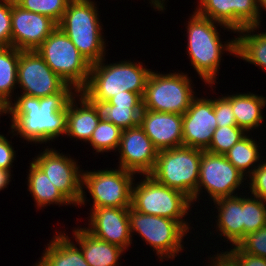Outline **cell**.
Instances as JSON below:
<instances>
[{
  "mask_svg": "<svg viewBox=\"0 0 266 266\" xmlns=\"http://www.w3.org/2000/svg\"><path fill=\"white\" fill-rule=\"evenodd\" d=\"M76 93L78 91L68 84L62 91L41 98L15 95L14 103L7 104L6 115L11 119L9 132L28 143L54 142L66 134L67 106Z\"/></svg>",
  "mask_w": 266,
  "mask_h": 266,
  "instance_id": "cell-1",
  "label": "cell"
},
{
  "mask_svg": "<svg viewBox=\"0 0 266 266\" xmlns=\"http://www.w3.org/2000/svg\"><path fill=\"white\" fill-rule=\"evenodd\" d=\"M187 31L186 53L191 65L202 79L205 85L213 87L220 71V64L223 53L227 52L236 57V37L221 41L220 28L236 33L232 29L214 22L213 20L199 15L196 11L190 14ZM224 43V44H223ZM218 74V75H217Z\"/></svg>",
  "mask_w": 266,
  "mask_h": 266,
  "instance_id": "cell-2",
  "label": "cell"
},
{
  "mask_svg": "<svg viewBox=\"0 0 266 266\" xmlns=\"http://www.w3.org/2000/svg\"><path fill=\"white\" fill-rule=\"evenodd\" d=\"M105 62L104 57L100 62L91 64L87 85L81 93L95 104L105 103L114 95L126 94V91L138 93L143 97L151 69L134 60L110 64Z\"/></svg>",
  "mask_w": 266,
  "mask_h": 266,
  "instance_id": "cell-3",
  "label": "cell"
},
{
  "mask_svg": "<svg viewBox=\"0 0 266 266\" xmlns=\"http://www.w3.org/2000/svg\"><path fill=\"white\" fill-rule=\"evenodd\" d=\"M96 3L93 0H71L57 24L91 64L106 57L108 46L102 35L103 25Z\"/></svg>",
  "mask_w": 266,
  "mask_h": 266,
  "instance_id": "cell-4",
  "label": "cell"
},
{
  "mask_svg": "<svg viewBox=\"0 0 266 266\" xmlns=\"http://www.w3.org/2000/svg\"><path fill=\"white\" fill-rule=\"evenodd\" d=\"M141 178L143 180L133 182L131 207L143 214L176 220L188 232L192 230L191 222L185 219L192 211L191 199L183 192L157 182L149 174Z\"/></svg>",
  "mask_w": 266,
  "mask_h": 266,
  "instance_id": "cell-5",
  "label": "cell"
},
{
  "mask_svg": "<svg viewBox=\"0 0 266 266\" xmlns=\"http://www.w3.org/2000/svg\"><path fill=\"white\" fill-rule=\"evenodd\" d=\"M202 152L186 146L159 150L155 167L149 175L157 182L183 192L194 206Z\"/></svg>",
  "mask_w": 266,
  "mask_h": 266,
  "instance_id": "cell-6",
  "label": "cell"
},
{
  "mask_svg": "<svg viewBox=\"0 0 266 266\" xmlns=\"http://www.w3.org/2000/svg\"><path fill=\"white\" fill-rule=\"evenodd\" d=\"M188 74L152 71L143 95V109L184 114L196 97L194 84Z\"/></svg>",
  "mask_w": 266,
  "mask_h": 266,
  "instance_id": "cell-7",
  "label": "cell"
},
{
  "mask_svg": "<svg viewBox=\"0 0 266 266\" xmlns=\"http://www.w3.org/2000/svg\"><path fill=\"white\" fill-rule=\"evenodd\" d=\"M36 50L52 71L78 92L87 85L91 63L58 26Z\"/></svg>",
  "mask_w": 266,
  "mask_h": 266,
  "instance_id": "cell-8",
  "label": "cell"
},
{
  "mask_svg": "<svg viewBox=\"0 0 266 266\" xmlns=\"http://www.w3.org/2000/svg\"><path fill=\"white\" fill-rule=\"evenodd\" d=\"M129 226L131 237L135 233L141 236L162 262L180 255L185 248L183 239L189 233L176 220L143 214L132 207L129 208Z\"/></svg>",
  "mask_w": 266,
  "mask_h": 266,
  "instance_id": "cell-9",
  "label": "cell"
},
{
  "mask_svg": "<svg viewBox=\"0 0 266 266\" xmlns=\"http://www.w3.org/2000/svg\"><path fill=\"white\" fill-rule=\"evenodd\" d=\"M109 169V170H108ZM136 174L118 167L117 169L83 170L82 171V198L78 205H86L89 199L85 190L92 198V208L131 207L132 186ZM135 178V179H134ZM86 188V189H85ZM87 199V200H86Z\"/></svg>",
  "mask_w": 266,
  "mask_h": 266,
  "instance_id": "cell-10",
  "label": "cell"
},
{
  "mask_svg": "<svg viewBox=\"0 0 266 266\" xmlns=\"http://www.w3.org/2000/svg\"><path fill=\"white\" fill-rule=\"evenodd\" d=\"M247 179L227 160L225 155L203 150L197 184V202L199 203L202 199L200 196L204 191L208 197L210 196L209 201L236 196L237 190L239 191Z\"/></svg>",
  "mask_w": 266,
  "mask_h": 266,
  "instance_id": "cell-11",
  "label": "cell"
},
{
  "mask_svg": "<svg viewBox=\"0 0 266 266\" xmlns=\"http://www.w3.org/2000/svg\"><path fill=\"white\" fill-rule=\"evenodd\" d=\"M43 149L32 158L33 162L45 172L55 187L73 204L79 205L82 198V171L78 160L63 154L55 148Z\"/></svg>",
  "mask_w": 266,
  "mask_h": 266,
  "instance_id": "cell-12",
  "label": "cell"
},
{
  "mask_svg": "<svg viewBox=\"0 0 266 266\" xmlns=\"http://www.w3.org/2000/svg\"><path fill=\"white\" fill-rule=\"evenodd\" d=\"M17 85L21 94L41 98L62 91L68 84L52 71L37 50H20Z\"/></svg>",
  "mask_w": 266,
  "mask_h": 266,
  "instance_id": "cell-13",
  "label": "cell"
},
{
  "mask_svg": "<svg viewBox=\"0 0 266 266\" xmlns=\"http://www.w3.org/2000/svg\"><path fill=\"white\" fill-rule=\"evenodd\" d=\"M197 4L195 11L199 15L235 32L259 26L258 0H198Z\"/></svg>",
  "mask_w": 266,
  "mask_h": 266,
  "instance_id": "cell-14",
  "label": "cell"
},
{
  "mask_svg": "<svg viewBox=\"0 0 266 266\" xmlns=\"http://www.w3.org/2000/svg\"><path fill=\"white\" fill-rule=\"evenodd\" d=\"M117 152L120 155L117 167L141 177L153 171L159 151L142 127L137 125L122 131Z\"/></svg>",
  "mask_w": 266,
  "mask_h": 266,
  "instance_id": "cell-15",
  "label": "cell"
},
{
  "mask_svg": "<svg viewBox=\"0 0 266 266\" xmlns=\"http://www.w3.org/2000/svg\"><path fill=\"white\" fill-rule=\"evenodd\" d=\"M56 28L50 17L12 3L11 46L16 49L36 50Z\"/></svg>",
  "mask_w": 266,
  "mask_h": 266,
  "instance_id": "cell-16",
  "label": "cell"
},
{
  "mask_svg": "<svg viewBox=\"0 0 266 266\" xmlns=\"http://www.w3.org/2000/svg\"><path fill=\"white\" fill-rule=\"evenodd\" d=\"M129 208H91L88 227H83L95 238L117 245L125 251L133 243L129 226Z\"/></svg>",
  "mask_w": 266,
  "mask_h": 266,
  "instance_id": "cell-17",
  "label": "cell"
},
{
  "mask_svg": "<svg viewBox=\"0 0 266 266\" xmlns=\"http://www.w3.org/2000/svg\"><path fill=\"white\" fill-rule=\"evenodd\" d=\"M216 128L213 99L196 96L183 114V146L206 150Z\"/></svg>",
  "mask_w": 266,
  "mask_h": 266,
  "instance_id": "cell-18",
  "label": "cell"
},
{
  "mask_svg": "<svg viewBox=\"0 0 266 266\" xmlns=\"http://www.w3.org/2000/svg\"><path fill=\"white\" fill-rule=\"evenodd\" d=\"M183 115L143 109L139 125L159 150L183 146Z\"/></svg>",
  "mask_w": 266,
  "mask_h": 266,
  "instance_id": "cell-19",
  "label": "cell"
},
{
  "mask_svg": "<svg viewBox=\"0 0 266 266\" xmlns=\"http://www.w3.org/2000/svg\"><path fill=\"white\" fill-rule=\"evenodd\" d=\"M101 118L99 105L92 103L79 91L67 106L65 137L67 135V137L76 139V141L89 142Z\"/></svg>",
  "mask_w": 266,
  "mask_h": 266,
  "instance_id": "cell-20",
  "label": "cell"
},
{
  "mask_svg": "<svg viewBox=\"0 0 266 266\" xmlns=\"http://www.w3.org/2000/svg\"><path fill=\"white\" fill-rule=\"evenodd\" d=\"M212 203L215 205L213 208H216L218 212V215L214 216L217 218L215 220L216 225H214V227L216 226L217 237L222 238L223 236L224 242L227 241V244L230 242L232 247L237 246L244 238L243 195L222 197Z\"/></svg>",
  "mask_w": 266,
  "mask_h": 266,
  "instance_id": "cell-21",
  "label": "cell"
},
{
  "mask_svg": "<svg viewBox=\"0 0 266 266\" xmlns=\"http://www.w3.org/2000/svg\"><path fill=\"white\" fill-rule=\"evenodd\" d=\"M72 231L76 245L90 266H122L118 261L121 260L124 249L95 238L82 226L75 227Z\"/></svg>",
  "mask_w": 266,
  "mask_h": 266,
  "instance_id": "cell-22",
  "label": "cell"
},
{
  "mask_svg": "<svg viewBox=\"0 0 266 266\" xmlns=\"http://www.w3.org/2000/svg\"><path fill=\"white\" fill-rule=\"evenodd\" d=\"M47 247L45 246L43 256L39 258L34 266H90L81 251L65 231H56Z\"/></svg>",
  "mask_w": 266,
  "mask_h": 266,
  "instance_id": "cell-23",
  "label": "cell"
},
{
  "mask_svg": "<svg viewBox=\"0 0 266 266\" xmlns=\"http://www.w3.org/2000/svg\"><path fill=\"white\" fill-rule=\"evenodd\" d=\"M227 95V96H226ZM236 119V125L246 133L261 127L264 122L263 110L266 107V97L255 93L226 94Z\"/></svg>",
  "mask_w": 266,
  "mask_h": 266,
  "instance_id": "cell-24",
  "label": "cell"
},
{
  "mask_svg": "<svg viewBox=\"0 0 266 266\" xmlns=\"http://www.w3.org/2000/svg\"><path fill=\"white\" fill-rule=\"evenodd\" d=\"M27 175V186L29 194L32 195L35 207L42 210L52 205H72L73 204L53 185L49 177L33 161L29 163Z\"/></svg>",
  "mask_w": 266,
  "mask_h": 266,
  "instance_id": "cell-25",
  "label": "cell"
},
{
  "mask_svg": "<svg viewBox=\"0 0 266 266\" xmlns=\"http://www.w3.org/2000/svg\"><path fill=\"white\" fill-rule=\"evenodd\" d=\"M259 28V26L245 27L236 32L239 33L236 36V57L265 71L266 32H260Z\"/></svg>",
  "mask_w": 266,
  "mask_h": 266,
  "instance_id": "cell-26",
  "label": "cell"
},
{
  "mask_svg": "<svg viewBox=\"0 0 266 266\" xmlns=\"http://www.w3.org/2000/svg\"><path fill=\"white\" fill-rule=\"evenodd\" d=\"M250 134L247 133L225 154L227 160L246 178L252 174L264 158L261 156L263 153H260L262 150H259L261 147L258 146L262 142L258 141L257 143L252 135L250 137Z\"/></svg>",
  "mask_w": 266,
  "mask_h": 266,
  "instance_id": "cell-27",
  "label": "cell"
},
{
  "mask_svg": "<svg viewBox=\"0 0 266 266\" xmlns=\"http://www.w3.org/2000/svg\"><path fill=\"white\" fill-rule=\"evenodd\" d=\"M19 55L20 50L13 46L0 47V98L6 105L13 100L17 88Z\"/></svg>",
  "mask_w": 266,
  "mask_h": 266,
  "instance_id": "cell-28",
  "label": "cell"
},
{
  "mask_svg": "<svg viewBox=\"0 0 266 266\" xmlns=\"http://www.w3.org/2000/svg\"><path fill=\"white\" fill-rule=\"evenodd\" d=\"M122 129L110 121L100 119L88 144L94 148L95 153L117 151L122 135Z\"/></svg>",
  "mask_w": 266,
  "mask_h": 266,
  "instance_id": "cell-29",
  "label": "cell"
},
{
  "mask_svg": "<svg viewBox=\"0 0 266 266\" xmlns=\"http://www.w3.org/2000/svg\"><path fill=\"white\" fill-rule=\"evenodd\" d=\"M247 194L243 195L244 236L266 226V202Z\"/></svg>",
  "mask_w": 266,
  "mask_h": 266,
  "instance_id": "cell-30",
  "label": "cell"
},
{
  "mask_svg": "<svg viewBox=\"0 0 266 266\" xmlns=\"http://www.w3.org/2000/svg\"><path fill=\"white\" fill-rule=\"evenodd\" d=\"M102 118L110 121L122 130L139 125L143 106L99 105Z\"/></svg>",
  "mask_w": 266,
  "mask_h": 266,
  "instance_id": "cell-31",
  "label": "cell"
},
{
  "mask_svg": "<svg viewBox=\"0 0 266 266\" xmlns=\"http://www.w3.org/2000/svg\"><path fill=\"white\" fill-rule=\"evenodd\" d=\"M247 133L238 126H222L214 130L212 141L207 151L225 155Z\"/></svg>",
  "mask_w": 266,
  "mask_h": 266,
  "instance_id": "cell-32",
  "label": "cell"
},
{
  "mask_svg": "<svg viewBox=\"0 0 266 266\" xmlns=\"http://www.w3.org/2000/svg\"><path fill=\"white\" fill-rule=\"evenodd\" d=\"M71 0H21L18 5L27 11L50 17L57 24Z\"/></svg>",
  "mask_w": 266,
  "mask_h": 266,
  "instance_id": "cell-33",
  "label": "cell"
},
{
  "mask_svg": "<svg viewBox=\"0 0 266 266\" xmlns=\"http://www.w3.org/2000/svg\"><path fill=\"white\" fill-rule=\"evenodd\" d=\"M237 247L242 252L266 258V226L244 236Z\"/></svg>",
  "mask_w": 266,
  "mask_h": 266,
  "instance_id": "cell-34",
  "label": "cell"
},
{
  "mask_svg": "<svg viewBox=\"0 0 266 266\" xmlns=\"http://www.w3.org/2000/svg\"><path fill=\"white\" fill-rule=\"evenodd\" d=\"M248 178L249 180L247 179L244 185H247L246 188L249 186L250 191L242 192V194L251 192V195L259 197L266 202V159H263L261 164L258 165Z\"/></svg>",
  "mask_w": 266,
  "mask_h": 266,
  "instance_id": "cell-35",
  "label": "cell"
},
{
  "mask_svg": "<svg viewBox=\"0 0 266 266\" xmlns=\"http://www.w3.org/2000/svg\"><path fill=\"white\" fill-rule=\"evenodd\" d=\"M213 109L217 127L237 126L231 102L223 95L213 99Z\"/></svg>",
  "mask_w": 266,
  "mask_h": 266,
  "instance_id": "cell-36",
  "label": "cell"
},
{
  "mask_svg": "<svg viewBox=\"0 0 266 266\" xmlns=\"http://www.w3.org/2000/svg\"><path fill=\"white\" fill-rule=\"evenodd\" d=\"M12 3L0 0V47L11 46Z\"/></svg>",
  "mask_w": 266,
  "mask_h": 266,
  "instance_id": "cell-37",
  "label": "cell"
},
{
  "mask_svg": "<svg viewBox=\"0 0 266 266\" xmlns=\"http://www.w3.org/2000/svg\"><path fill=\"white\" fill-rule=\"evenodd\" d=\"M12 142L3 134H0V169L12 171L13 162L16 160V151Z\"/></svg>",
  "mask_w": 266,
  "mask_h": 266,
  "instance_id": "cell-38",
  "label": "cell"
},
{
  "mask_svg": "<svg viewBox=\"0 0 266 266\" xmlns=\"http://www.w3.org/2000/svg\"><path fill=\"white\" fill-rule=\"evenodd\" d=\"M239 264V266H266V258L242 252L237 246L226 250Z\"/></svg>",
  "mask_w": 266,
  "mask_h": 266,
  "instance_id": "cell-39",
  "label": "cell"
},
{
  "mask_svg": "<svg viewBox=\"0 0 266 266\" xmlns=\"http://www.w3.org/2000/svg\"><path fill=\"white\" fill-rule=\"evenodd\" d=\"M98 105L143 106V98L138 93L126 91V94L114 95L107 102Z\"/></svg>",
  "mask_w": 266,
  "mask_h": 266,
  "instance_id": "cell-40",
  "label": "cell"
},
{
  "mask_svg": "<svg viewBox=\"0 0 266 266\" xmlns=\"http://www.w3.org/2000/svg\"><path fill=\"white\" fill-rule=\"evenodd\" d=\"M219 251L217 250V254H213L208 257L210 263L206 266H239L238 262L227 252V251Z\"/></svg>",
  "mask_w": 266,
  "mask_h": 266,
  "instance_id": "cell-41",
  "label": "cell"
},
{
  "mask_svg": "<svg viewBox=\"0 0 266 266\" xmlns=\"http://www.w3.org/2000/svg\"><path fill=\"white\" fill-rule=\"evenodd\" d=\"M11 178H13L11 171L0 169V191L7 188V185H9Z\"/></svg>",
  "mask_w": 266,
  "mask_h": 266,
  "instance_id": "cell-42",
  "label": "cell"
},
{
  "mask_svg": "<svg viewBox=\"0 0 266 266\" xmlns=\"http://www.w3.org/2000/svg\"><path fill=\"white\" fill-rule=\"evenodd\" d=\"M148 1H149V4L151 6H153V8L155 9V11H159V12L162 11V12H164V10H166V8H165V6H166L165 1L166 0H148Z\"/></svg>",
  "mask_w": 266,
  "mask_h": 266,
  "instance_id": "cell-43",
  "label": "cell"
},
{
  "mask_svg": "<svg viewBox=\"0 0 266 266\" xmlns=\"http://www.w3.org/2000/svg\"><path fill=\"white\" fill-rule=\"evenodd\" d=\"M258 9H259V27H261V19L262 17L260 16L262 13L261 11H266V0H258Z\"/></svg>",
  "mask_w": 266,
  "mask_h": 266,
  "instance_id": "cell-44",
  "label": "cell"
},
{
  "mask_svg": "<svg viewBox=\"0 0 266 266\" xmlns=\"http://www.w3.org/2000/svg\"><path fill=\"white\" fill-rule=\"evenodd\" d=\"M7 114V105L0 98V116Z\"/></svg>",
  "mask_w": 266,
  "mask_h": 266,
  "instance_id": "cell-45",
  "label": "cell"
},
{
  "mask_svg": "<svg viewBox=\"0 0 266 266\" xmlns=\"http://www.w3.org/2000/svg\"><path fill=\"white\" fill-rule=\"evenodd\" d=\"M11 3L18 4L21 0H9Z\"/></svg>",
  "mask_w": 266,
  "mask_h": 266,
  "instance_id": "cell-46",
  "label": "cell"
}]
</instances>
